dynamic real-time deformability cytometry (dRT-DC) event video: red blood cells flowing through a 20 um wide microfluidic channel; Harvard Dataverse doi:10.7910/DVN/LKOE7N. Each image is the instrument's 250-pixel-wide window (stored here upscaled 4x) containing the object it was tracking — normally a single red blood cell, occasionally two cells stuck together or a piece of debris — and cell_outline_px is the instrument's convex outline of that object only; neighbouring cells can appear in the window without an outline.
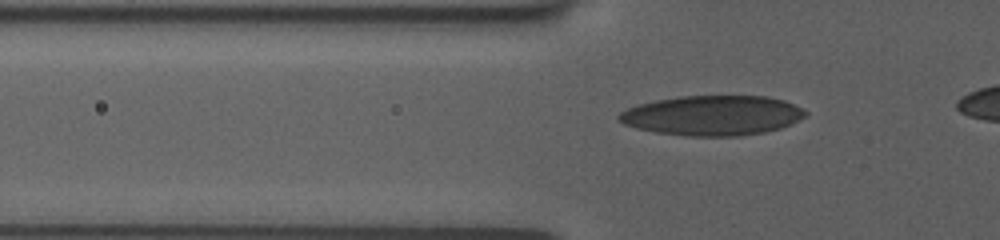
{"species": "human", "species_latin": "Homo sapiens", "temperature_condition": "room temperature", "stored_images_in_passage": 37, "camera_frame_rate_fps": 3000, "um_per_image_px": 0.085, "donor": {"sex": "female"}, "frame": {"image": 1, "passage_image": 7, "time_ms": 2.0, "image_size_px": [1000, 240], "cell_outline_px": [[808, 112], [804, 116], [780, 128], [764, 132], [740, 136], [688, 136], [656, 132], [636, 128], [624, 124], [616, 120], [616, 116], [620, 112], [636, 104], [656, 100], [680, 96], [768, 96], [784, 100]], "centroid_in_image_um": [60.49, 9.81], "position_along_channel_um": 65.3, "area_um2": 43.29}}
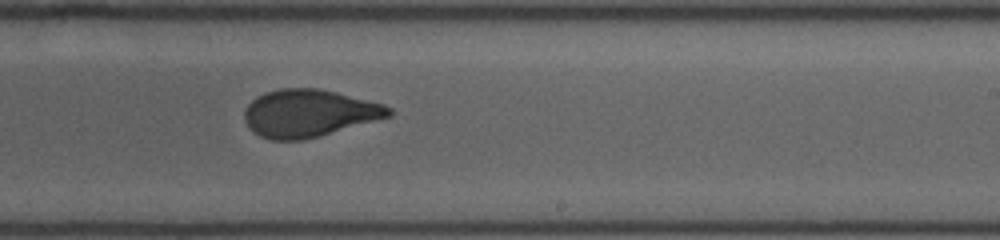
{"frame": {"image": 2, "passage_image": 23, "time_ms": 7.333, "image_size_px": [1000, 240], "cell_outline_px": [[392, 116], [316, 136], [300, 140], [272, 140], [260, 136], [252, 132], [248, 128], [244, 120], [244, 112], [248, 104], [256, 96], [264, 92], [280, 88], [320, 88], [384, 104], [392, 108]], "centroid_in_image_um": [26.22, 9.61], "position_along_channel_um": 262.8, "area_um2": 39.82}}
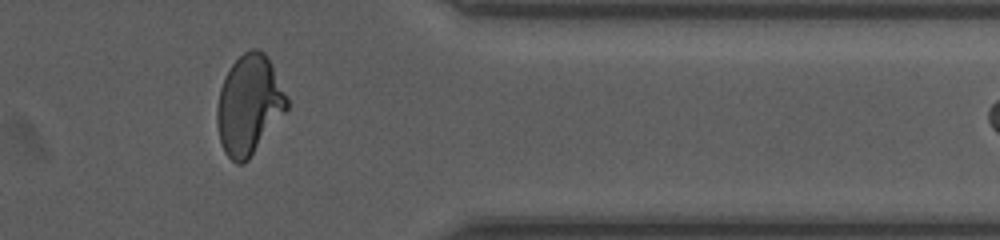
{"frame": {"image": 3, "passage_image": 34, "time_ms": 11.0, "image_size_px": [1000, 240], "cell_outline_px": [[288, 108], [248, 160], [244, 164], [236, 164], [224, 152], [220, 140], [216, 124], [216, 108], [220, 88], [232, 64], [244, 52], [252, 48], [256, 48], [264, 52], [272, 64], [288, 100]], "centroid_in_image_um": [21.15, 8.93], "position_along_channel_um": 390.2, "area_um2": 40.17}}